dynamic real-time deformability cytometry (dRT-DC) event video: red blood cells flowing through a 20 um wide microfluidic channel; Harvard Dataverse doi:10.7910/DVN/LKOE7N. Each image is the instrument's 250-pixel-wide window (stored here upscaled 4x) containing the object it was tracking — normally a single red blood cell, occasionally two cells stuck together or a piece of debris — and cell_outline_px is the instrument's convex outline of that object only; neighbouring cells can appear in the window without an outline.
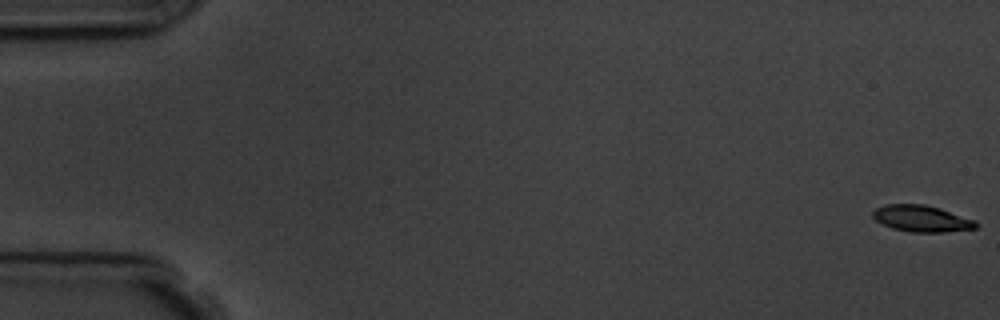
{"species": "common noctule bat (a hibernating species)", "species_latin": "Nyctalus noctula", "temperature_condition": "room temperature", "stored_images_in_passage": 7, "camera_frame_rate_fps": 3000, "um_per_image_px": 0.085, "animal": {"sex": "male", "body_mass_g": 19.5, "forearm_length_mm": 54.6}, "frame": {"image": 1, "passage_image": 1, "time_ms": 0.0, "image_size_px": [1000, 320], "cell_outline_px": [[980, 224], [976, 228], [944, 232], [912, 232], [892, 228], [876, 220], [872, 216], [872, 212], [876, 208], [884, 204], [924, 204], [940, 208], [976, 220]], "centroid_in_image_um": [78.36, 18.57], "position_along_channel_um": 6.6, "area_um2": 15.95}}